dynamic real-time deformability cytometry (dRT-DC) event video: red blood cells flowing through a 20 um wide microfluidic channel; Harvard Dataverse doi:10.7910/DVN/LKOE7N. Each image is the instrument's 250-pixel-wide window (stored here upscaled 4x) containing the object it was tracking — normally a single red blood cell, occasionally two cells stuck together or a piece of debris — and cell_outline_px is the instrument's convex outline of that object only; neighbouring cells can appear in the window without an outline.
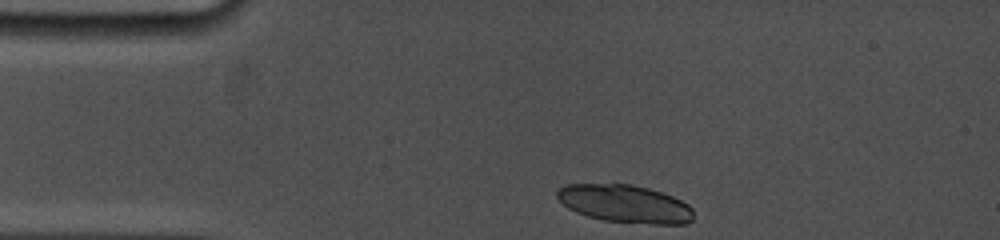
{"species": "common noctule bat (a hibernating species)", "species_latin": "Nyctalus noctula", "temperature_condition": "cold", "stored_images_in_passage": 6, "camera_frame_rate_fps": 5000, "um_per_image_px": 0.085, "animal": {"sex": "female", "body_mass_g": 19.0, "forearm_length_mm": 53.3}, "frame": {"image": 1, "passage_image": 1, "time_ms": 0.0, "image_size_px": [1000, 240], "cell_outline_px": [[692, 220], [684, 224], [652, 224], [604, 220], [588, 216], [576, 212], [568, 208], [556, 196], [556, 192], [564, 184], [632, 184], [648, 188], [672, 196], [688, 204], [692, 208]], "centroid_in_image_um": [53.11, 17.31], "position_along_channel_um": 31.9, "area_um2": 29.88}}